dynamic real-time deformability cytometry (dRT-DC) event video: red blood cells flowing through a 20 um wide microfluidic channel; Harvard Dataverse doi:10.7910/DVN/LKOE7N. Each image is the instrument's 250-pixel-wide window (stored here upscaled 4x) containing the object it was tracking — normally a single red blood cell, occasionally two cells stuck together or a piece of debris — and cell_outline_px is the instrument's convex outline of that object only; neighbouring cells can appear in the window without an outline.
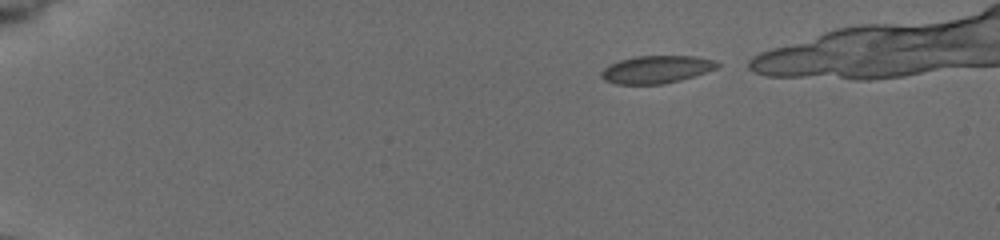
{"species": "common noctule bat (a hibernating species)", "species_latin": "Nyctalus noctula", "temperature_condition": "cold", "stored_images_in_passage": 42, "camera_frame_rate_fps": 3000, "um_per_image_px": 0.085, "animal": {"sex": "female", "body_mass_g": 19.5, "forearm_length_mm": 54.1}, "frame": {"image": 1, "passage_image": 3, "time_ms": 0.667, "image_size_px": [1000, 240], "cell_outline_px": [[720, 64], [716, 68], [680, 80], [664, 84], [616, 84], [604, 80], [600, 76], [600, 72], [604, 68], [620, 60], [636, 56], [692, 56], [712, 60]], "centroid_in_image_um": [55.74, 5.91], "position_along_channel_um": 29.3, "area_um2": 18.38}}
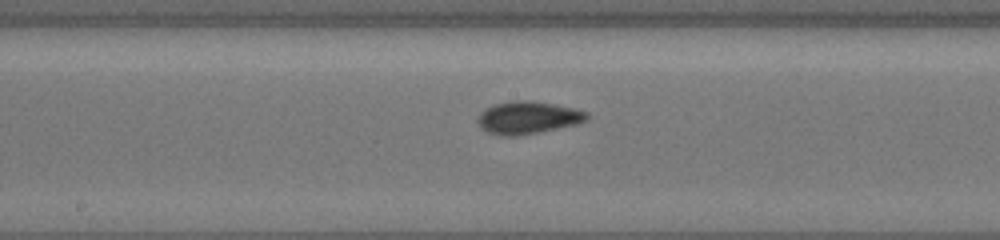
{"frame": {"image": 2, "passage_image": 24, "time_ms": 7.667, "image_size_px": [1000, 240], "cell_outline_px": [[588, 116], [584, 120], [576, 124], [516, 136], [500, 136], [488, 132], [480, 128], [476, 120], [480, 112], [496, 104], [516, 100], [524, 100], [552, 104], [572, 108], [588, 112]], "centroid_in_image_um": [44.8, 10.01], "position_along_channel_um": 203.4, "area_um2": 20.23}}
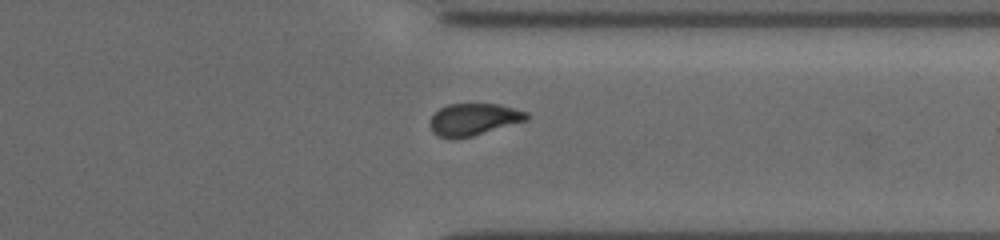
{"frame": {"image": 3, "passage_image": 37, "time_ms": 12.0, "image_size_px": [1000, 240], "cell_outline_px": [[528, 120], [472, 136], [452, 140], [448, 140], [432, 132], [428, 124], [432, 116], [440, 108], [448, 104], [496, 104], [528, 112]], "centroid_in_image_um": [40.22, 10.17], "position_along_channel_um": 371.2, "area_um2": 18.09}}